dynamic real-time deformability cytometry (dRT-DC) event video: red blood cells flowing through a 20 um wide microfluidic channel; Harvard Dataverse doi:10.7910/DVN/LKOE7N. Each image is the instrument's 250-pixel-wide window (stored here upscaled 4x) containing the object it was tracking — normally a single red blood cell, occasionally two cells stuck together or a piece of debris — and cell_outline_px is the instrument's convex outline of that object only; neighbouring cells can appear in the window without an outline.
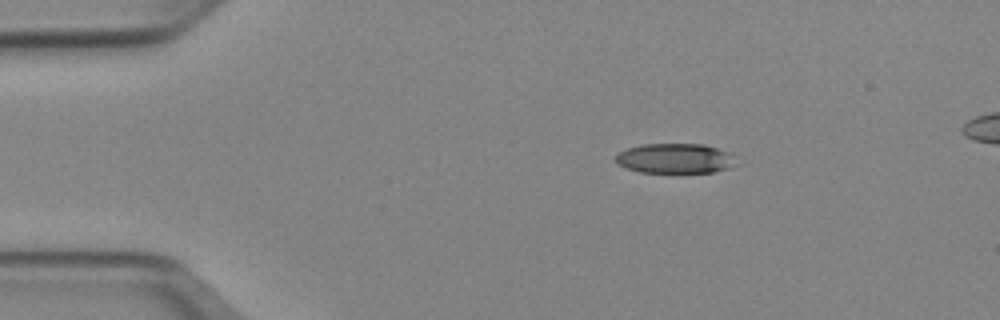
{"species": "Egyptian fruit bat (a non-hibernating species)", "species_latin": "Rousettus aegyptiacus", "temperature_condition": "cold", "stored_images_in_passage": 44, "camera_frame_rate_fps": 3000, "um_per_image_px": 0.085, "animal": {"sex": "female"}, "frame": {"image": 1, "passage_image": 1, "time_ms": 0.0, "image_size_px": [1000, 320], "cell_outline_px": [[740, 164], [728, 168], [712, 172], [640, 172], [624, 168], [616, 164], [616, 156], [620, 152], [628, 148], [640, 144], [704, 144], [732, 152]], "centroid_in_image_um": [57.44, 13.46], "position_along_channel_um": 27.6, "area_um2": 21.33}}
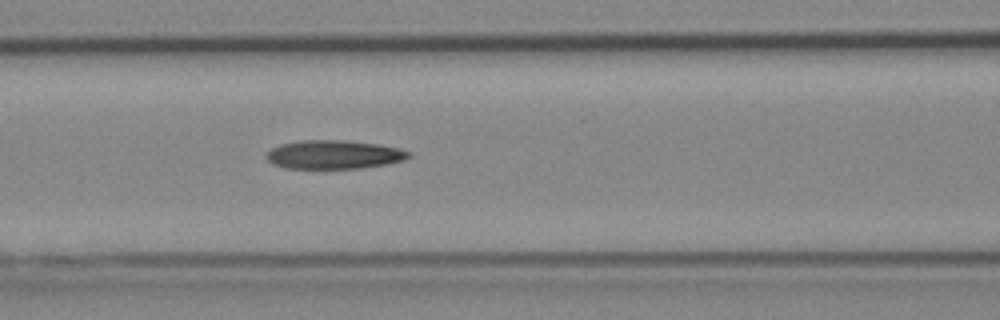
{"frame": {"image": 2, "passage_image": 14, "time_ms": 4.333, "image_size_px": [1000, 320], "cell_outline_px": [[412, 156], [404, 160], [388, 164], [360, 168], [284, 168], [272, 164], [264, 156], [272, 148], [280, 144], [300, 140], [344, 140], [380, 144], [412, 152]], "centroid_in_image_um": [28.39, 13.14], "position_along_channel_um": 138.2, "area_um2": 23.93}}
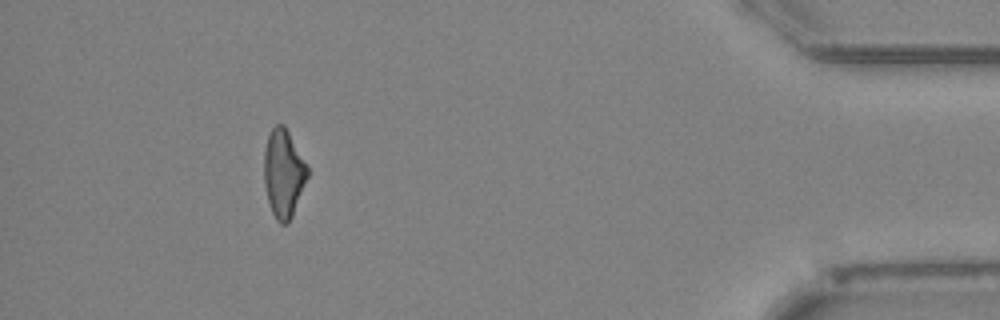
{"frame": {"image": 3, "passage_image": 39, "time_ms": 12.667, "image_size_px": [1000, 320], "cell_outline_px": [[308, 176], [292, 216], [284, 224], [280, 224], [276, 220], [272, 212], [268, 200], [264, 184], [264, 152], [268, 136], [272, 128], [276, 124], [284, 124], [308, 168]], "centroid_in_image_um": [24.08, 14.73], "position_along_channel_um": 411.1, "area_um2": 21.91}, "authors_computed_cell_mechanics": {"area_um2": 23.2934, "velocity_mm_per_s": 3.9645, "shape_relaxation_time_tau1_ms": 7.7351, "shape_relaxation_time_tau2_ms": 8.8798, "deformation_change_tau1": 0.2296, "deformation_change_tau2": 0.2607}}